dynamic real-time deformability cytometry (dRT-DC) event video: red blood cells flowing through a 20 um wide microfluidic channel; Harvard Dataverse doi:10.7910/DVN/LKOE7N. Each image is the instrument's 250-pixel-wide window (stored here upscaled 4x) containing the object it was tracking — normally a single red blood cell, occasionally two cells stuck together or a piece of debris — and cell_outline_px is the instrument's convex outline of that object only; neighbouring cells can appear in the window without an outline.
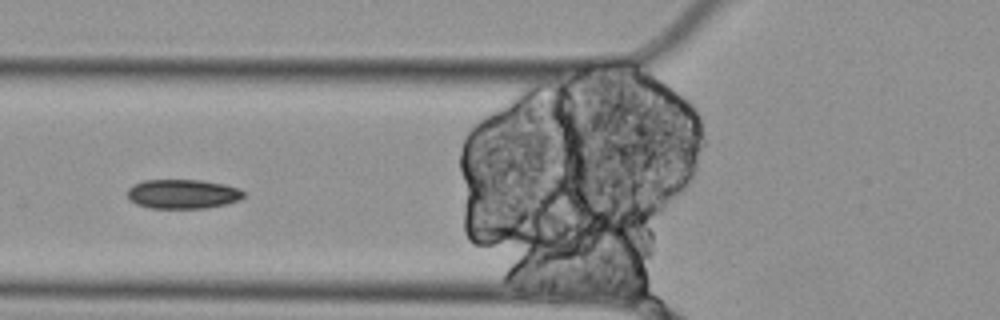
{"species": "Egyptian fruit bat (a non-hibernating species)", "species_latin": "Rousettus aegyptiacus", "temperature_condition": "cold", "stored_images_in_passage": 7, "camera_frame_rate_fps": 3000, "um_per_image_px": 0.085, "animal": {"sex": "female"}, "frame": {"image": 1, "passage_image": 6, "time_ms": 1.667, "image_size_px": [1000, 320], "cell_outline_px": [[244, 196], [240, 200], [224, 204], [204, 208], [148, 208], [136, 204], [128, 200], [128, 188], [132, 184], [144, 180], [200, 180], [224, 184], [240, 188], [244, 192]], "centroid_in_image_um": [15.51, 16.49], "position_along_channel_um": 110.3, "area_um2": 20.0}}
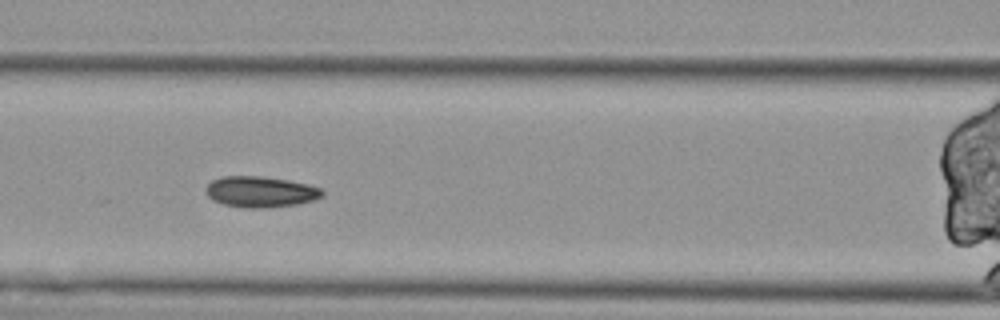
{"frame": {"image": 2, "passage_image": 7, "time_ms": 2.0, "image_size_px": [1000, 320], "cell_outline_px": [[324, 196], [312, 200], [296, 204], [264, 208], [244, 208], [224, 204], [212, 200], [208, 196], [204, 188], [212, 180], [220, 176], [260, 176], [288, 180], [308, 184], [320, 188], [324, 192]], "centroid_in_image_um": [22.11, 16.3], "position_along_channel_um": 144.5, "area_um2": 21.04}}